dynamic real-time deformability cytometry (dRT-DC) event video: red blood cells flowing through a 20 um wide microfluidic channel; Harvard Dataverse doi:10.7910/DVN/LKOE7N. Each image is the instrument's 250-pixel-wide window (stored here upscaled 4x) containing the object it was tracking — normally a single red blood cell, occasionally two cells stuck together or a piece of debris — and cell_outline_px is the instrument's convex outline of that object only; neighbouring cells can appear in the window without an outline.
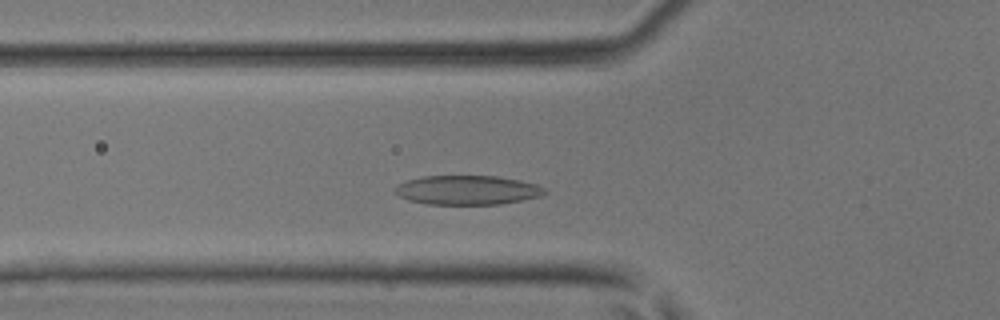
{"species": "common noctule bat (a hibernating species)", "species_latin": "Nyctalus noctula", "temperature_condition": "room temperature", "stored_images_in_passage": 35, "camera_frame_rate_fps": 3000, "um_per_image_px": 0.085, "animal": {"sex": "male", "body_mass_g": 17.9, "forearm_length_mm": 54.2}, "frame": {"image": 1, "passage_image": 9, "time_ms": 2.667, "image_size_px": [1000, 320], "cell_outline_px": [[548, 192], [540, 196], [524, 200], [500, 204], [428, 204], [408, 200], [392, 192], [392, 188], [408, 180], [424, 176], [500, 176], [520, 180], [536, 184], [544, 188]], "centroid_in_image_um": [39.73, 16.15], "position_along_channel_um": 86.1, "area_um2": 25.61}}
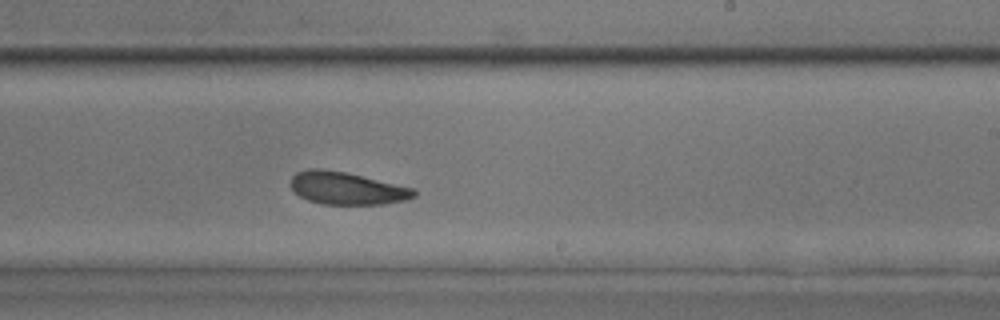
{"frame": {"image": 2, "passage_image": 21, "time_ms": 6.667, "image_size_px": [1000, 320], "cell_outline_px": [[416, 196], [404, 200], [384, 204], [320, 204], [308, 200], [300, 196], [288, 184], [292, 176], [296, 172], [308, 168], [320, 168], [348, 172], [416, 188]], "centroid_in_image_um": [29.48, 15.98], "position_along_channel_um": 259.5, "area_um2": 23.76}}
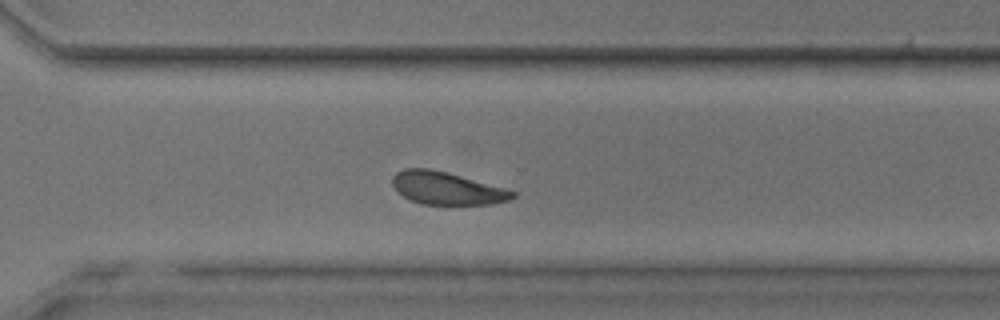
{"frame": {"image": 3, "passage_image": 26, "time_ms": 8.333, "image_size_px": [1000, 320], "cell_outline_px": [[516, 196], [508, 200], [492, 204], [424, 204], [412, 200], [404, 196], [392, 184], [392, 176], [396, 172], [404, 168], [428, 168], [460, 176], [504, 188], [516, 192]], "centroid_in_image_um": [37.97, 16.0], "position_along_channel_um": 332.6, "area_um2": 22.37}}